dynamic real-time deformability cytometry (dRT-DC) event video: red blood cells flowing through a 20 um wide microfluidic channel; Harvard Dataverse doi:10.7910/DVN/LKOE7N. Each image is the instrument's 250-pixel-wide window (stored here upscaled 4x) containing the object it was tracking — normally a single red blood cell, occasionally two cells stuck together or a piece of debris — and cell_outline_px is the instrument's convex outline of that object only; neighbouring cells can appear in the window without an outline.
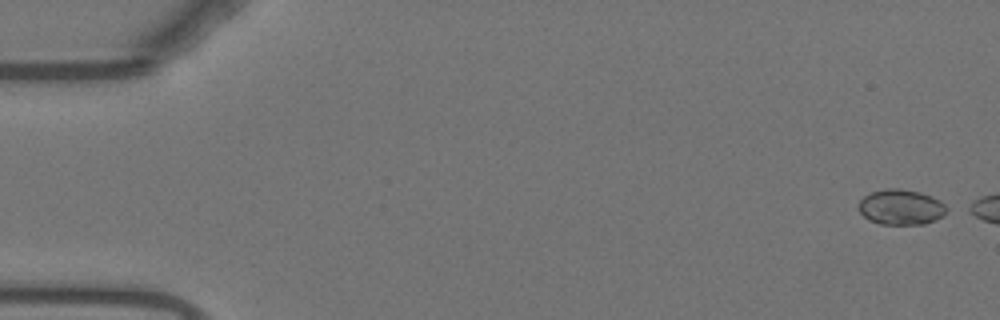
{"species": "Egyptian fruit bat (a non-hibernating species)", "species_latin": "Rousettus aegyptiacus", "temperature_condition": "warm", "stored_images_in_passage": 7, "camera_frame_rate_fps": 3000, "um_per_image_px": 0.085, "animal": {"sex": "female"}, "frame": {"image": 1, "passage_image": 2, "time_ms": 0.333, "image_size_px": [1000, 320], "cell_outline_px": [[952, 208], [944, 216], [924, 224], [880, 224], [868, 220], [856, 208], [860, 200], [864, 196], [872, 192], [884, 188], [900, 188], [920, 192], [932, 196], [940, 200]], "centroid_in_image_um": [76.62, 17.6], "position_along_channel_um": 8.4, "area_um2": 18.61}}